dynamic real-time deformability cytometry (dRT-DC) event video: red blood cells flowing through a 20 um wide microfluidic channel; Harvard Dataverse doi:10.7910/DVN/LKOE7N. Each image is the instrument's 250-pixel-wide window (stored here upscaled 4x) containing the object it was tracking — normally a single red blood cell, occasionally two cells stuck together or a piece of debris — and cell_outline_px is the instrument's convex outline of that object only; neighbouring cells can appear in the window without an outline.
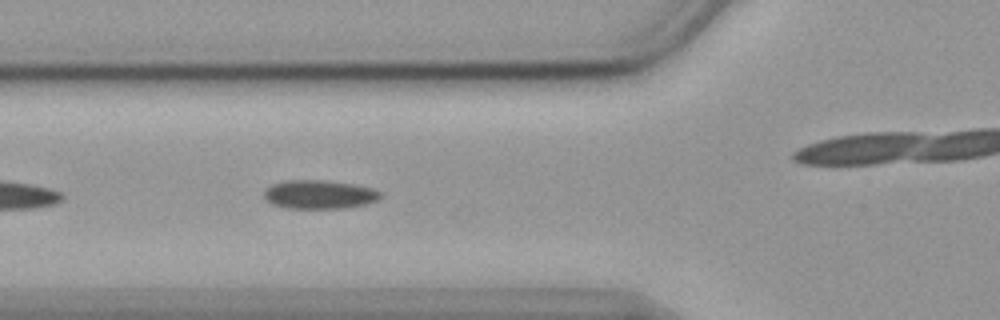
{"species": "common noctule bat (a hibernating species)", "species_latin": "Nyctalus noctula", "temperature_condition": "cold", "stored_images_in_passage": 39, "camera_frame_rate_fps": 3000, "um_per_image_px": 0.085, "animal": {"sex": "female", "body_mass_g": 19.9}, "frame": {"image": 1, "passage_image": 6, "time_ms": 1.667, "image_size_px": [1000, 320], "cell_outline_px": [[380, 200], [364, 204], [344, 208], [288, 208], [272, 204], [264, 196], [264, 188], [272, 184], [284, 180], [324, 180], [352, 184], [372, 188], [380, 192]], "centroid_in_image_um": [27.11, 16.52], "position_along_channel_um": 98.7, "area_um2": 19.42}}
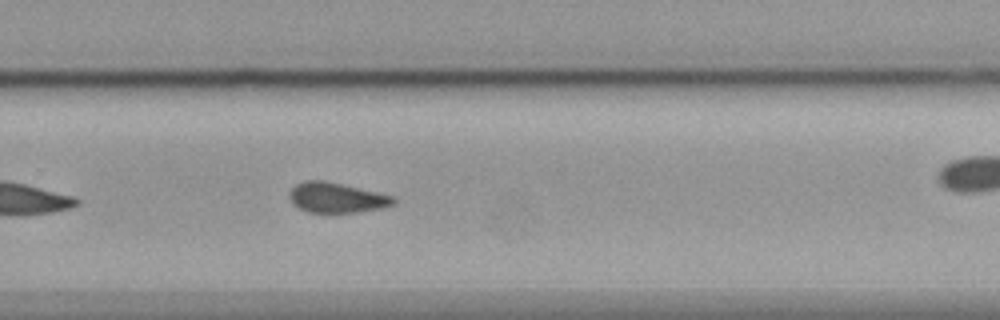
{"frame": {"image": 2, "passage_image": 23, "time_ms": 7.333, "image_size_px": [1000, 320], "cell_outline_px": [[396, 204], [380, 208], [356, 212], [308, 212], [292, 204], [288, 196], [288, 192], [296, 184], [304, 180], [324, 180], [376, 192], [392, 196], [396, 200]], "centroid_in_image_um": [28.56, 16.79], "position_along_channel_um": 301.2, "area_um2": 18.15}}